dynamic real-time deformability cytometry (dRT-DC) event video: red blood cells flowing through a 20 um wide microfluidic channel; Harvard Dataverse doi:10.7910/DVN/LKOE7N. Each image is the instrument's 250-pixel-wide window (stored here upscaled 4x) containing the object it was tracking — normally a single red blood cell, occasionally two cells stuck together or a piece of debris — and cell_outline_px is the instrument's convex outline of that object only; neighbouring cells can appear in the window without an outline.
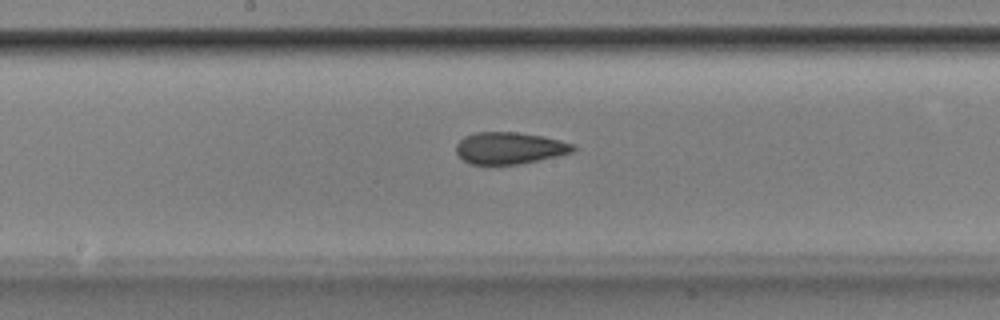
{"species": "Egyptian fruit bat (a non-hibernating species)", "species_latin": "Rousettus aegyptiacus", "temperature_condition": "room temperature", "stored_images_in_passage": 37, "camera_frame_rate_fps": 3000, "um_per_image_px": 0.085, "animal": {"sex": "male"}, "frame": {"image": 1, "passage_image": 16, "time_ms": 5.0, "image_size_px": [1000, 320], "cell_outline_px": [[576, 148], [572, 152], [556, 156], [520, 164], [468, 164], [456, 152], [456, 144], [464, 136], [476, 132], [516, 132], [544, 136], [576, 144]], "centroid_in_image_um": [43.32, 12.58], "position_along_channel_um": 204.9, "area_um2": 21.73}}
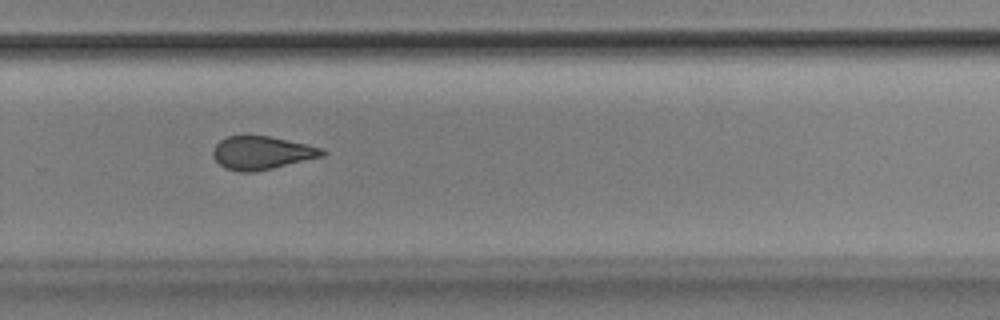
{"frame": {"image": 2, "passage_image": 24, "time_ms": 7.667, "image_size_px": [1000, 320], "cell_outline_px": [[328, 152], [324, 156], [272, 168], [252, 172], [240, 172], [224, 168], [212, 156], [212, 148], [220, 140], [228, 136], [268, 136], [308, 144], [324, 148]], "centroid_in_image_um": [22.26, 12.99], "position_along_channel_um": 307.5, "area_um2": 21.21}}
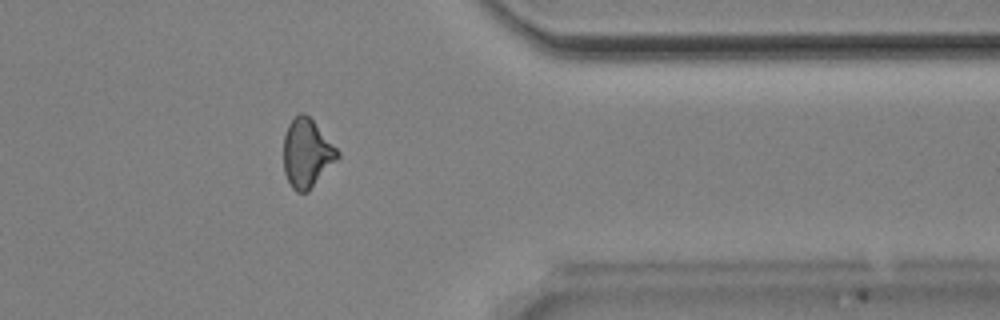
{"frame": {"image": 3, "passage_image": 31, "time_ms": 10.0, "image_size_px": [1000, 320], "cell_outline_px": [[340, 156], [308, 192], [296, 192], [292, 188], [284, 172], [284, 136], [288, 124], [300, 112], [304, 112], [312, 120], [340, 152]], "centroid_in_image_um": [26.07, 13.04], "position_along_channel_um": 385.3, "area_um2": 21.33}}